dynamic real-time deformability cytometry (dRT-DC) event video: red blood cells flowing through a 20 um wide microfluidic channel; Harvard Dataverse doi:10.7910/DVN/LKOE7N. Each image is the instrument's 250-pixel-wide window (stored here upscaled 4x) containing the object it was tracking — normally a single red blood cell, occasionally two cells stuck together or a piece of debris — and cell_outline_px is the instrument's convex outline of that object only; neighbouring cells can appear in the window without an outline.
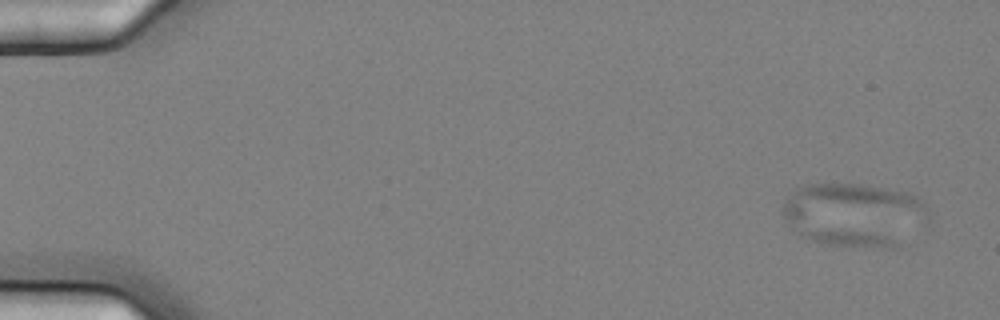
{"species": "common noctule bat (a hibernating species)", "species_latin": "Nyctalus noctula", "temperature_condition": "cold", "stored_images_in_passage": 6, "camera_frame_rate_fps": 3000, "um_per_image_px": 0.085, "animal": {"sex": "female", "body_mass_g": 25.1}, "frame": {"image": 1, "passage_image": 1, "time_ms": 0.0, "image_size_px": [1000, 320], "cell_outline_px": [[928, 216], [896, 248], [880, 248], [820, 244], [800, 236], [784, 216], [784, 200], [796, 188], [804, 184], [860, 184], [908, 192], [916, 196], [928, 208]], "centroid_in_image_um": [72.58, 18.25], "position_along_channel_um": 12.4, "area_um2": 53.81}}